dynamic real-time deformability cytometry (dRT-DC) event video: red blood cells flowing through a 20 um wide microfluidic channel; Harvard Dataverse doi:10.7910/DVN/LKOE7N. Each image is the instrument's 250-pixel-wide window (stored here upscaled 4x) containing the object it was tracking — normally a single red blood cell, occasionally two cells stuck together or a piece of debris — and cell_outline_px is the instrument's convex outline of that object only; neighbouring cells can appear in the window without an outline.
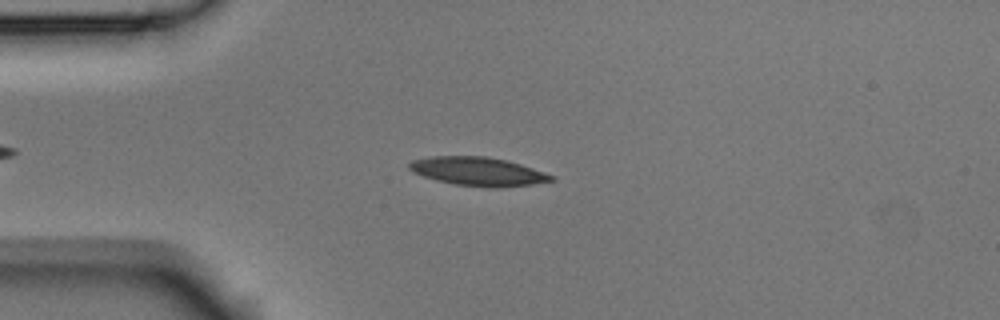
{"species": "Egyptian fruit bat (a non-hibernating species)", "species_latin": "Rousettus aegyptiacus", "temperature_condition": "room temperature", "stored_images_in_passage": 5, "camera_frame_rate_fps": 3000, "um_per_image_px": 0.085, "animal": {"sex": "male"}, "frame": {"image": 1, "passage_image": 4, "time_ms": 1.0, "image_size_px": [1000, 320], "cell_outline_px": [[556, 180], [532, 184], [496, 188], [488, 188], [456, 184], [436, 180], [412, 172], [408, 168], [408, 164], [412, 160], [432, 156], [484, 156], [504, 160], [520, 164], [556, 176]], "centroid_in_image_um": [40.63, 14.58], "position_along_channel_um": 44.4, "area_um2": 23.64}}
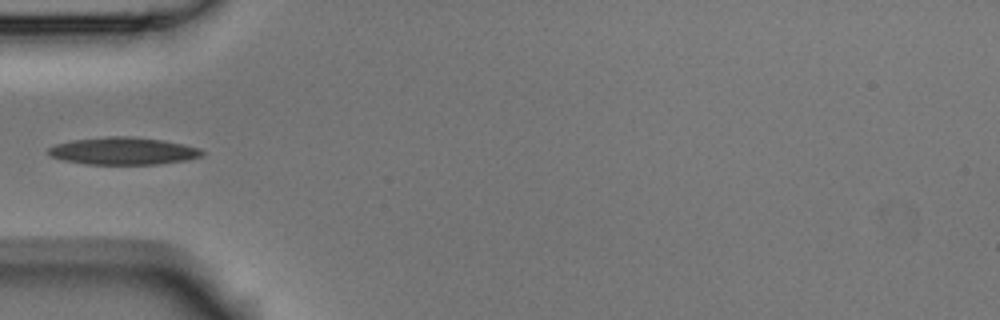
{"frame": {"image": 2, "passage_image": 5, "time_ms": 1.333, "image_size_px": [1000, 320], "cell_outline_px": [[204, 152], [200, 156], [188, 160], [160, 164], [84, 164], [64, 160], [48, 156], [48, 148], [56, 144], [72, 140], [108, 136], [136, 136], [164, 140], [184, 144], [200, 148]], "centroid_in_image_um": [10.48, 12.83], "position_along_channel_um": 74.5, "area_um2": 24.74}}